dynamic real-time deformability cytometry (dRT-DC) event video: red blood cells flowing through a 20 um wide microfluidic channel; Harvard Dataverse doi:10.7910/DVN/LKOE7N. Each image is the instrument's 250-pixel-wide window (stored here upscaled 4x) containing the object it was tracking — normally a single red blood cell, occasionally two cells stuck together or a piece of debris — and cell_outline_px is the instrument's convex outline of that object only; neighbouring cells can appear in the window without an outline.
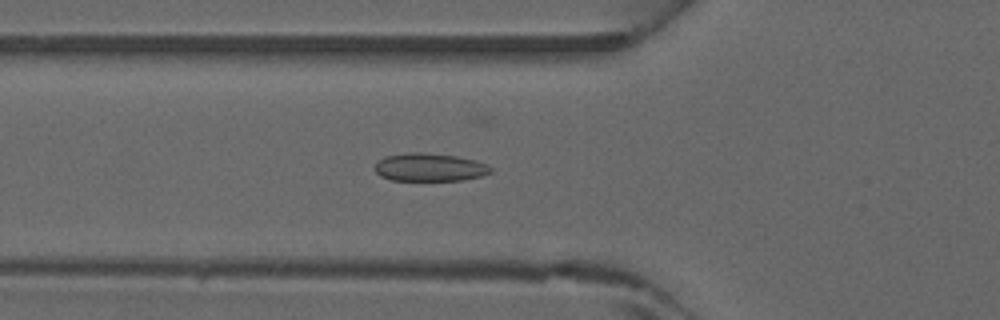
{"species": "common noctule bat (a hibernating species)", "species_latin": "Nyctalus noctula", "temperature_condition": "warm", "stored_images_in_passage": 42, "camera_frame_rate_fps": 3000, "um_per_image_px": 0.085, "animal": {"sex": "male", "forearm_length_mm": 52.5}, "frame": {"image": 1, "passage_image": 13, "time_ms": 4.0, "image_size_px": [1000, 320], "cell_outline_px": [[492, 172], [480, 176], [464, 180], [392, 180], [380, 176], [376, 172], [376, 164], [384, 156], [408, 152], [420, 152], [456, 156], [476, 160], [488, 164], [492, 168]], "centroid_in_image_um": [36.54, 14.21], "position_along_channel_um": 89.3, "area_um2": 18.9}}
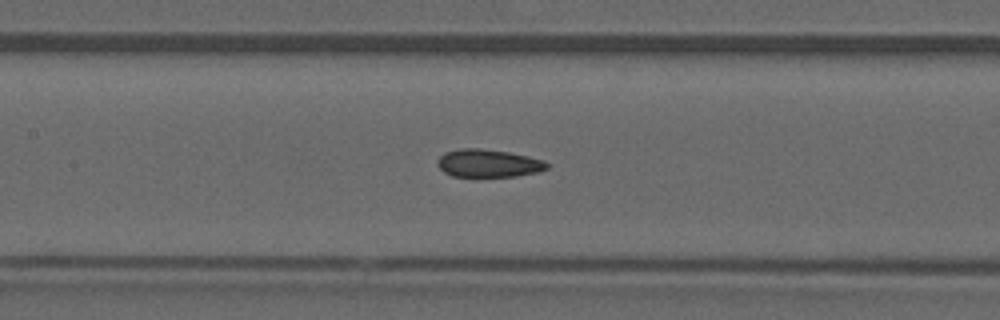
{"frame": {"image": 2, "passage_image": 18, "time_ms": 5.667, "image_size_px": [1000, 320], "cell_outline_px": [[548, 168], [536, 172], [516, 176], [476, 180], [452, 176], [444, 172], [436, 164], [440, 156], [444, 152], [460, 148], [480, 148], [508, 152], [528, 156], [544, 160], [548, 164]], "centroid_in_image_um": [41.46, 13.93], "position_along_channel_um": 165.9, "area_um2": 18.61}}
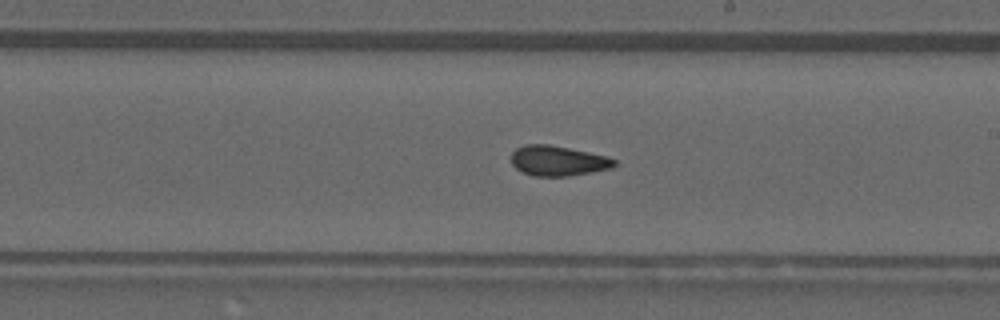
{"frame": {"image": 3, "passage_image": 23, "time_ms": 7.333, "image_size_px": [1000, 320], "cell_outline_px": [[616, 164], [612, 168], [592, 172], [568, 176], [532, 176], [520, 172], [512, 164], [512, 152], [516, 148], [524, 144], [548, 144], [608, 156], [616, 160]], "centroid_in_image_um": [47.41, 13.67], "position_along_channel_um": 241.6, "area_um2": 18.21}}